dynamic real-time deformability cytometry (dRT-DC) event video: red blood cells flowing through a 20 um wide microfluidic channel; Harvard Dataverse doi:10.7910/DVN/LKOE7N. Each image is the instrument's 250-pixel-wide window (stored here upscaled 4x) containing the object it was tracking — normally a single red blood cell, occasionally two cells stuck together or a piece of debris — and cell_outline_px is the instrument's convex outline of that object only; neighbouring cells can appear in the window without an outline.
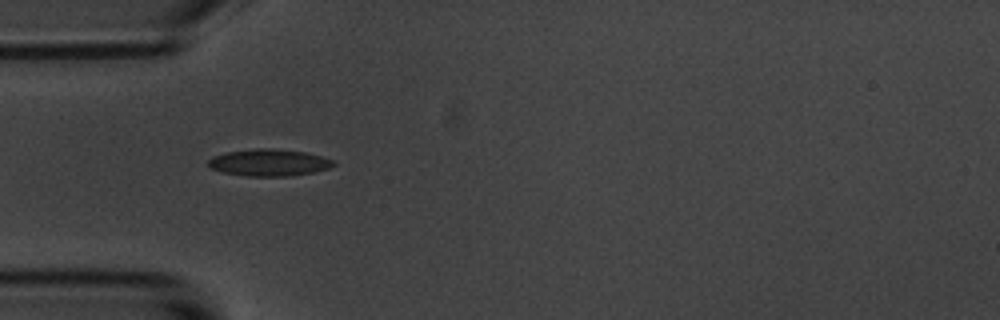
{"species": "common noctule bat (a hibernating species)", "species_latin": "Nyctalus noctula", "temperature_condition": "room temperature", "stored_images_in_passage": 4, "camera_frame_rate_fps": 3000, "um_per_image_px": 0.085, "animal": {"sex": "male", "body_mass_g": 20.1, "forearm_length_mm": 53.5}, "frame": {"image": 1, "passage_image": 1, "time_ms": 0.0, "image_size_px": [1000, 320], "cell_outline_px": [[336, 164], [328, 168], [312, 172], [288, 176], [248, 176], [224, 172], [212, 168], [208, 164], [208, 160], [212, 156], [228, 152], [256, 148], [276, 148], [304, 152], [336, 160]], "centroid_in_image_um": [22.89, 13.81], "position_along_channel_um": 62.1, "area_um2": 19.48}}
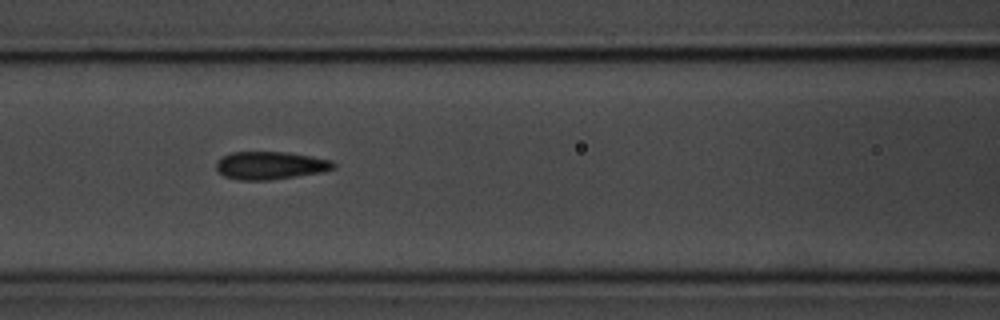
{"frame": {"image": 2, "passage_image": 3, "time_ms": 2.333, "image_size_px": [1000, 320], "cell_outline_px": [[336, 168], [320, 172], [296, 176], [268, 180], [240, 180], [224, 176], [216, 168], [216, 164], [224, 156], [232, 152], [288, 152], [312, 156], [332, 160], [336, 164]], "centroid_in_image_um": [23.02, 14.06], "position_along_channel_um": 143.6, "area_um2": 18.9}}
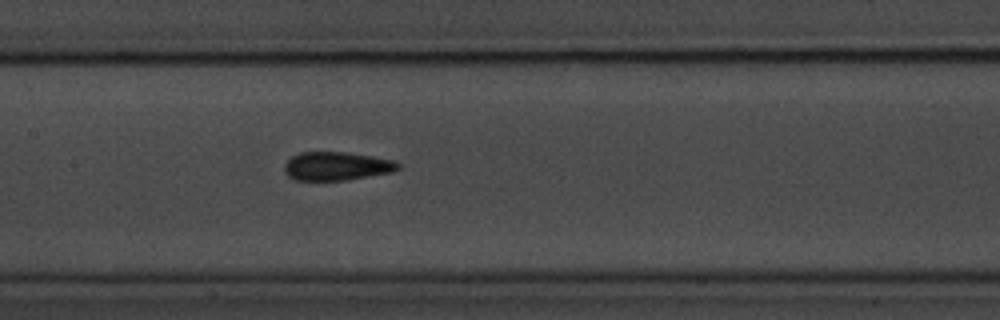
{"frame": {"image": 3, "passage_image": 4, "time_ms": 3.333, "image_size_px": [1000, 320], "cell_outline_px": [[400, 168], [392, 172], [348, 180], [292, 180], [284, 172], [284, 164], [292, 156], [300, 152], [348, 152], [396, 160], [400, 164]], "centroid_in_image_um": [28.62, 14.12], "position_along_channel_um": 178.8, "area_um2": 19.13}}